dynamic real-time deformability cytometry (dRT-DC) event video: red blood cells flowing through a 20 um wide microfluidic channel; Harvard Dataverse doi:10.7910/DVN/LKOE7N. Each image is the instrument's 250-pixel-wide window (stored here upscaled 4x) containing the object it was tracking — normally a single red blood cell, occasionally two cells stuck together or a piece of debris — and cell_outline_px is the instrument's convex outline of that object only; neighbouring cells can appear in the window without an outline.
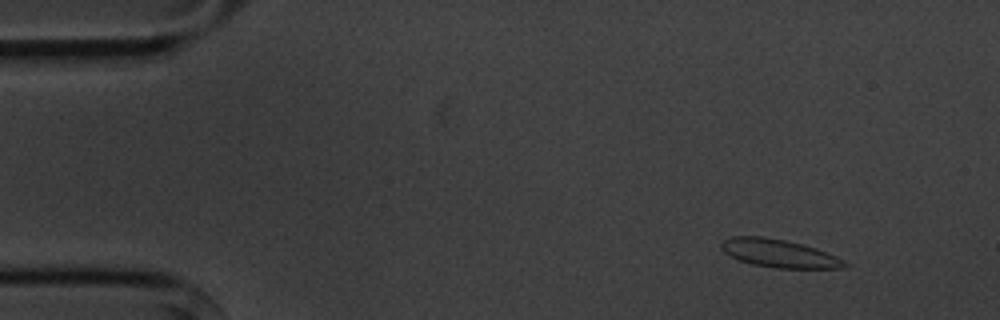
{"species": "common noctule bat (a hibernating species)", "species_latin": "Nyctalus noctula", "temperature_condition": "cold", "stored_images_in_passage": 5, "camera_frame_rate_fps": 3000, "um_per_image_px": 0.085, "animal": {"sex": "male", "body_mass_g": 20.1, "forearm_length_mm": 53.5}, "frame": {"image": 1, "passage_image": 2, "time_ms": 1.333, "image_size_px": [1000, 320], "cell_outline_px": [[852, 264], [844, 268], [776, 268], [752, 264], [740, 260], [724, 252], [720, 248], [720, 244], [724, 240], [732, 236], [764, 236], [804, 244], [816, 248], [836, 256]], "centroid_in_image_um": [66.25, 21.53], "position_along_channel_um": 18.7, "area_um2": 20.23}}
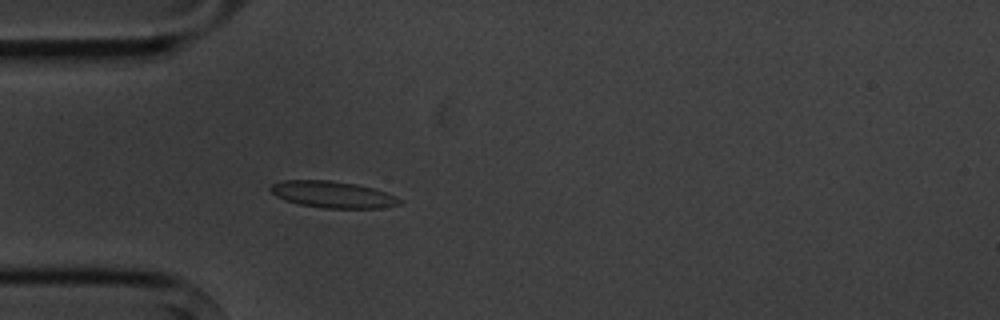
{"frame": {"image": 2, "passage_image": 5, "time_ms": 4.667, "image_size_px": [1000, 320], "cell_outline_px": [[404, 200], [400, 204], [384, 208], [324, 208], [300, 204], [284, 200], [276, 196], [268, 188], [272, 184], [284, 180], [328, 180], [356, 184], [372, 188], [396, 196]], "centroid_in_image_um": [28.29, 16.54], "position_along_channel_um": 56.7, "area_um2": 20.0}}